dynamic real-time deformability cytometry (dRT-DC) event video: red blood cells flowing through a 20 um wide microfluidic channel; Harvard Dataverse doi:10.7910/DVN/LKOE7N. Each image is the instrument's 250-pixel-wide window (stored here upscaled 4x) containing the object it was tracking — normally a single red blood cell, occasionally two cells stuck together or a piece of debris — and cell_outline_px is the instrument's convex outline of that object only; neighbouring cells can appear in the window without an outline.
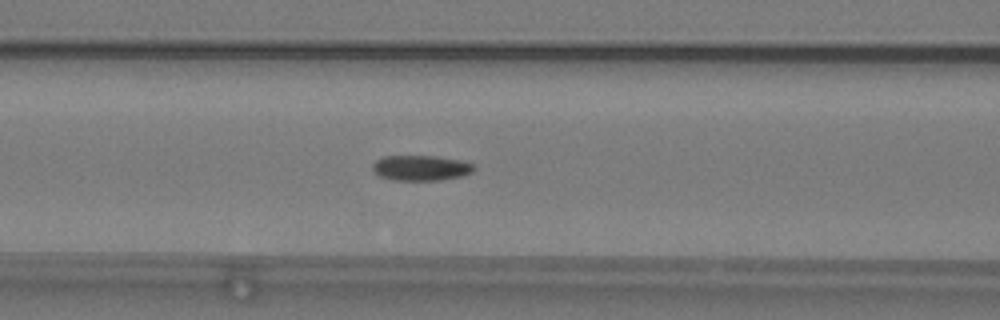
{"species": "common noctule bat (a hibernating species)", "species_latin": "Nyctalus noctula", "temperature_condition": "warm", "stored_images_in_passage": 56, "camera_frame_rate_fps": 3000, "um_per_image_px": 0.085, "animal": {"sex": "male", "body_mass_g": 19.2, "forearm_length_mm": 51.8}, "frame": {"image": 1, "passage_image": 23, "time_ms": 7.333, "image_size_px": [1000, 320], "cell_outline_px": [[476, 168], [472, 172], [464, 176], [440, 180], [392, 180], [380, 176], [372, 168], [372, 164], [376, 160], [384, 156], [436, 156], [456, 160], [472, 164]], "centroid_in_image_um": [35.77, 14.28], "position_along_channel_um": 130.8, "area_um2": 14.85}}
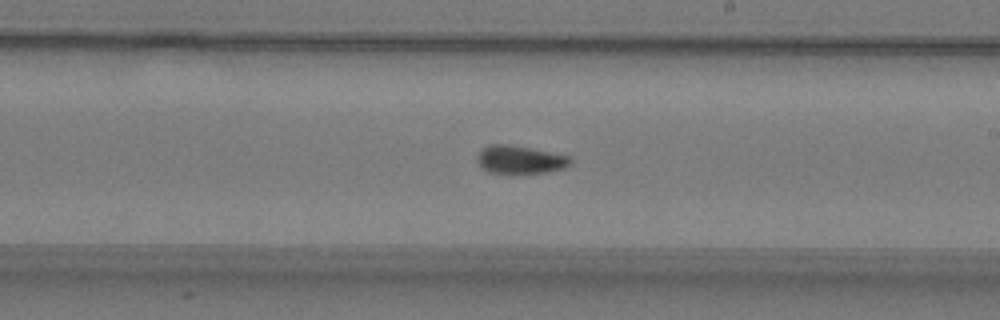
{"frame": {"image": 2, "passage_image": 32, "time_ms": 10.333, "image_size_px": [1000, 320], "cell_outline_px": [[572, 164], [564, 168], [544, 172], [512, 176], [488, 172], [480, 168], [476, 160], [476, 156], [488, 144], [508, 144], [568, 156], [572, 160]], "centroid_in_image_um": [44.13, 13.62], "position_along_channel_um": 244.9, "area_um2": 15.72}}
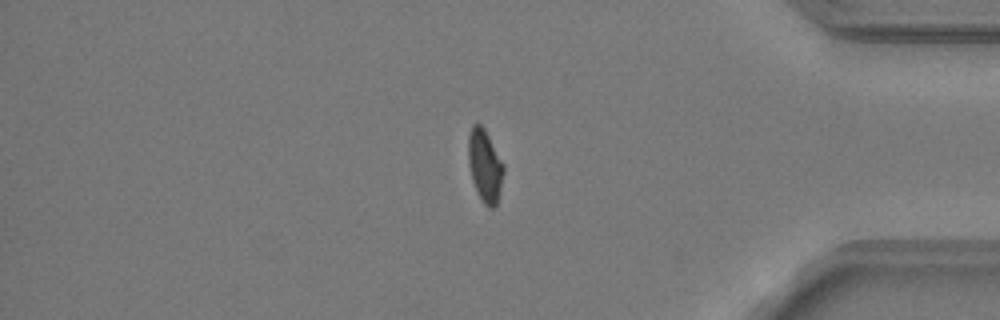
{"frame": {"image": 3, "passage_image": 46, "time_ms": 15.0, "image_size_px": [1000, 320], "cell_outline_px": [[504, 172], [500, 192], [496, 204], [492, 208], [488, 208], [484, 204], [472, 180], [468, 164], [468, 136], [472, 124], [480, 124], [484, 128], [504, 164]], "centroid_in_image_um": [41.21, 14.07], "position_along_channel_um": 394.0, "area_um2": 14.85}, "authors_computed_cell_mechanics": {"area_um2": 14.8546, "velocity_mm_per_s": 3.8127, "shape_relaxation_time_tau1_ms": 6.1017, "shape_relaxation_time_tau2_ms": 4.282, "deformation_change_tau1": 0.1662, "deformation_change_tau2": 0.0791}}